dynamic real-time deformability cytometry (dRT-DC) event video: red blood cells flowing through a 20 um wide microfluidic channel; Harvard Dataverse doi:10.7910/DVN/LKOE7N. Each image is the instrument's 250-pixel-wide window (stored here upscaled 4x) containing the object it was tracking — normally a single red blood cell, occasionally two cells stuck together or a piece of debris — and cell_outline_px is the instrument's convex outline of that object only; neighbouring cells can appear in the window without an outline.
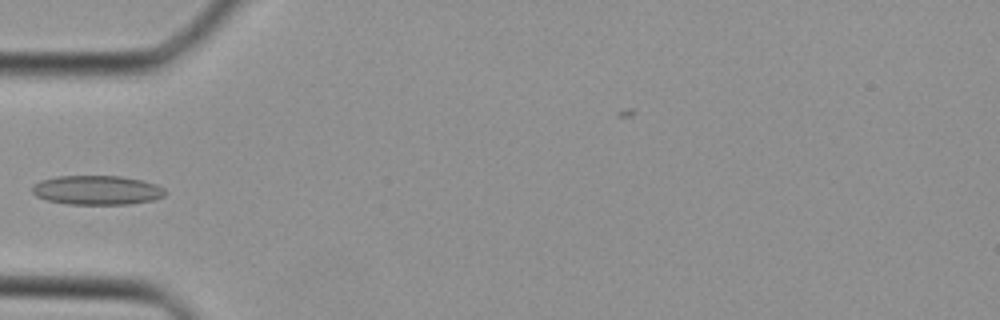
{"species": "Egyptian fruit bat (a non-hibernating species)", "species_latin": "Rousettus aegyptiacus", "temperature_condition": "cold", "stored_images_in_passage": 28, "camera_frame_rate_fps": 3000, "um_per_image_px": 0.085, "animal": {"sex": "female"}, "frame": {"image": 1, "passage_image": 1, "time_ms": 0.0, "image_size_px": [1000, 320], "cell_outline_px": [[164, 196], [152, 200], [128, 204], [68, 204], [48, 200], [36, 196], [32, 192], [32, 184], [40, 180], [56, 176], [120, 176], [144, 180], [156, 184], [164, 188]], "centroid_in_image_um": [8.22, 16.15], "position_along_channel_um": 76.8, "area_um2": 22.72}}
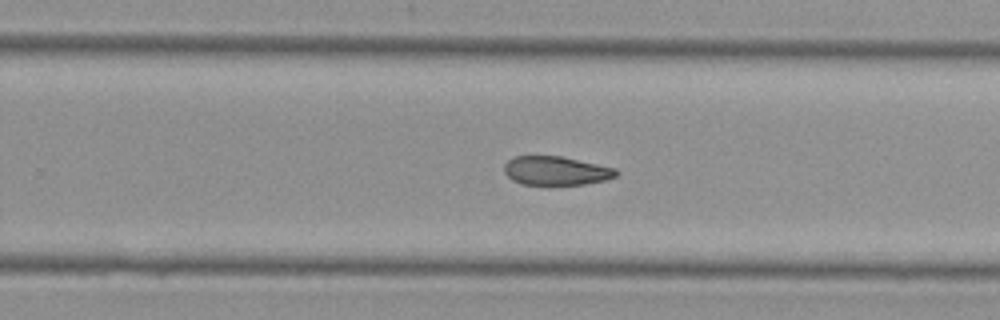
{"frame": {"image": 2, "passage_image": 13, "time_ms": 4.0, "image_size_px": [1000, 320], "cell_outline_px": [[620, 172], [616, 176], [604, 180], [584, 184], [520, 184], [512, 180], [504, 172], [504, 164], [512, 156], [560, 156], [616, 168]], "centroid_in_image_um": [47.24, 14.5], "position_along_channel_um": 282.6, "area_um2": 18.73}}
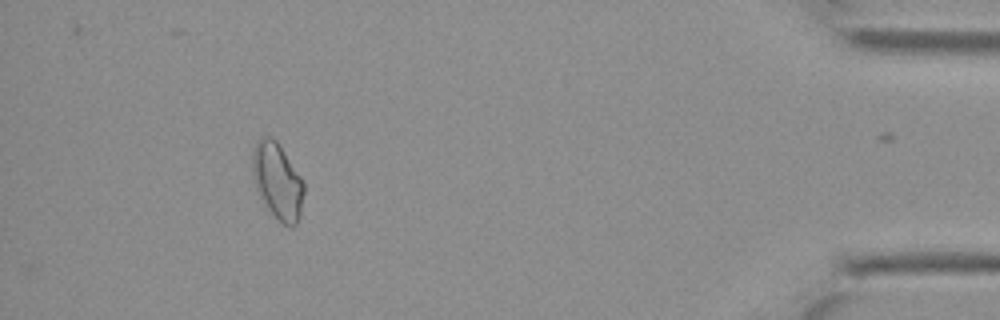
{"frame": {"image": 3, "passage_image": 24, "time_ms": 7.667, "image_size_px": [1000, 320], "cell_outline_px": [[304, 192], [300, 216], [296, 224], [292, 228], [288, 228], [272, 212], [260, 196], [256, 188], [252, 176], [252, 148], [256, 140], [260, 136], [272, 136], [276, 140], [300, 176], [304, 184]], "centroid_in_image_um": [23.57, 15.35], "position_along_channel_um": 411.6, "area_um2": 22.77}}